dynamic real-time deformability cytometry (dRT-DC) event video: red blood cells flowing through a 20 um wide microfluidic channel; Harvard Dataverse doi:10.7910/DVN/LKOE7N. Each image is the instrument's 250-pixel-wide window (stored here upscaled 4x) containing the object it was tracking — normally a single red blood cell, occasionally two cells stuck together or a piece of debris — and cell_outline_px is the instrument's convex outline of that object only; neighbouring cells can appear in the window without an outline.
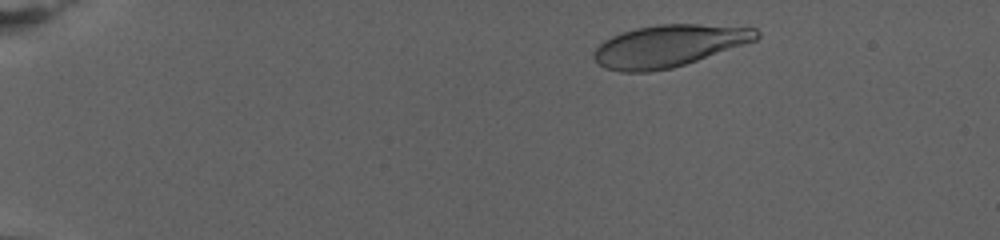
{"species": "human", "species_latin": "Homo sapiens", "temperature_condition": "warm", "stored_images_in_passage": 65, "camera_frame_rate_fps": 3000, "um_per_image_px": 0.085, "donor": {"sex": "female"}, "frame": {"image": 1, "passage_image": 7, "time_ms": 2.0, "image_size_px": [1000, 240], "cell_outline_px": [[760, 36], [756, 40], [672, 68], [648, 72], [620, 72], [604, 68], [592, 56], [596, 48], [604, 40], [612, 36], [636, 28], [656, 24], [696, 24], [756, 28], [760, 32]], "centroid_in_image_um": [56.82, 3.9], "position_along_channel_um": 28.2, "area_um2": 39.42}}
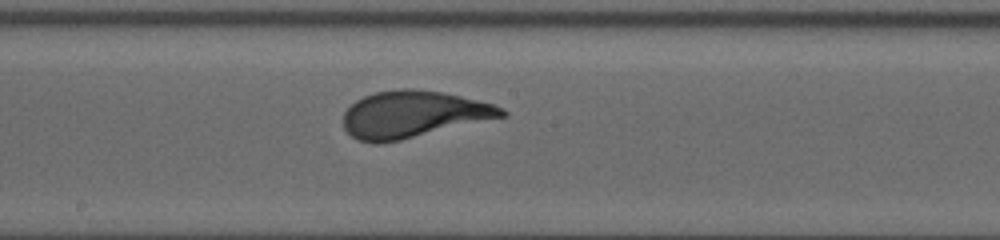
{"frame": {"image": 2, "passage_image": 39, "time_ms": 12.667, "image_size_px": [1000, 240], "cell_outline_px": [[508, 116], [400, 140], [380, 144], [376, 144], [360, 140], [352, 136], [344, 128], [344, 112], [356, 100], [364, 96], [376, 92], [400, 88], [412, 88], [440, 92], [460, 96], [492, 104], [504, 108], [508, 112]], "centroid_in_image_um": [35.13, 9.72], "position_along_channel_um": 213.1, "area_um2": 43.06}}
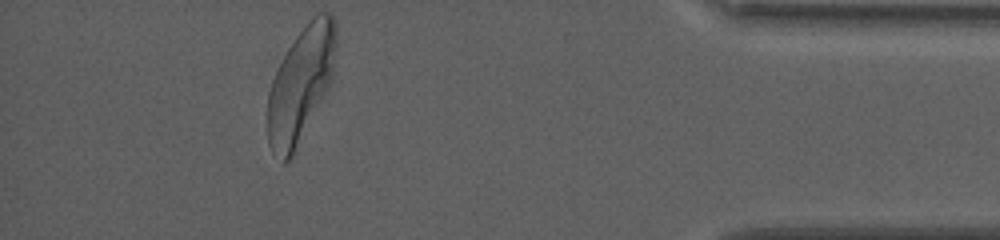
{"frame": {"image": 3, "passage_image": 65, "time_ms": 21.333, "image_size_px": [1000, 240], "cell_outline_px": [[336, 48], [332, 72], [292, 156], [284, 164], [272, 152], [268, 144], [268, 92], [272, 80], [288, 48], [296, 36], [312, 16], [316, 12], [332, 12], [336, 20]], "centroid_in_image_um": [25.53, 7.09], "position_along_channel_um": 409.7, "area_um2": 44.33}}